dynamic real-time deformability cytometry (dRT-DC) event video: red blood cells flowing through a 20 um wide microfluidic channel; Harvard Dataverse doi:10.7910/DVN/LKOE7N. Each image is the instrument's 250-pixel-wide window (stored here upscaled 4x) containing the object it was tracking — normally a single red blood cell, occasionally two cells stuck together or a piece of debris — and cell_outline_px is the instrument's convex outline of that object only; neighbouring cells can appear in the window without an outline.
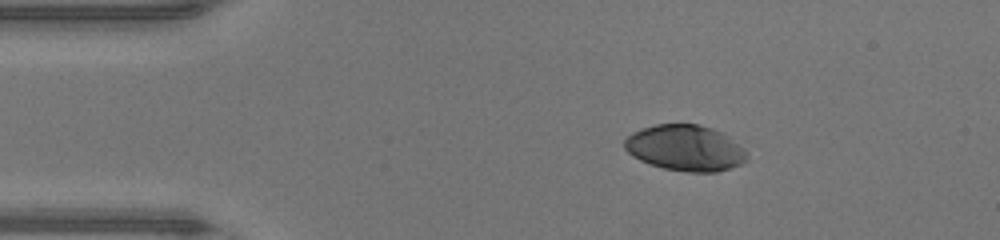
{"species": "human", "species_latin": "Homo sapiens", "temperature_condition": "warm", "stored_images_in_passage": 41, "camera_frame_rate_fps": 3000, "um_per_image_px": 0.085, "donor": {"sex": "male"}, "frame": {"image": 1, "passage_image": 1, "time_ms": 0.0, "image_size_px": [1000, 240], "cell_outline_px": [[748, 152], [744, 160], [740, 164], [716, 172], [688, 172], [664, 168], [648, 164], [632, 156], [624, 148], [624, 140], [632, 132], [656, 124], [700, 124], [724, 132]], "centroid_in_image_um": [58.24, 12.57], "position_along_channel_um": 26.8, "area_um2": 32.77}}
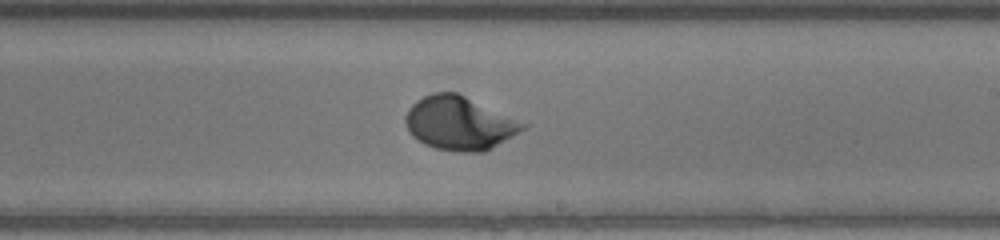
{"frame": {"image": 2, "passage_image": 21, "time_ms": 6.667, "image_size_px": [1000, 240], "cell_outline_px": [[528, 124], [524, 128], [512, 136], [492, 148], [484, 152], [460, 152], [436, 148], [424, 144], [412, 136], [404, 120], [404, 116], [408, 108], [416, 100], [432, 92], [456, 92]], "centroid_in_image_um": [39.01, 10.47], "position_along_channel_um": 250.0, "area_um2": 36.36}}
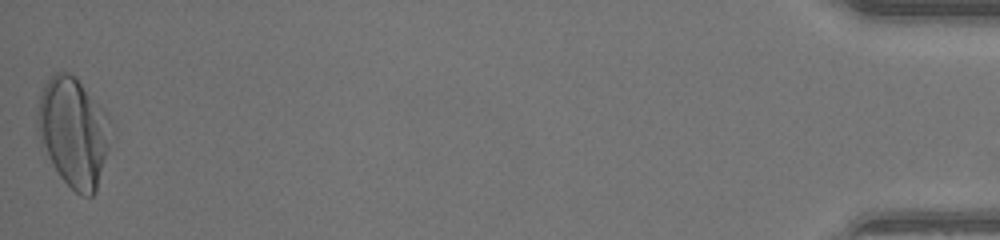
{"frame": {"image": 3, "passage_image": 41, "time_ms": 13.333, "image_size_px": [1000, 240], "cell_outline_px": [[112, 120], [108, 148], [96, 192], [92, 196], [80, 196], [60, 176], [52, 164], [36, 132], [36, 112], [40, 96], [44, 84], [56, 72], [68, 72], [76, 76], [104, 108]], "centroid_in_image_um": [6.25, 11.19], "position_along_channel_um": 429.0, "area_um2": 46.93}, "authors_computed_cell_mechanics": {"area_um2": 35.2002, "velocity_mm_per_s": 4.2811, "shape_relaxation_time_tau1_ms": 2.8027, "shape_relaxation_time_tau2_ms": null, "deformation_change_tau1": 0.1983, "deformation_change_tau2": null}}